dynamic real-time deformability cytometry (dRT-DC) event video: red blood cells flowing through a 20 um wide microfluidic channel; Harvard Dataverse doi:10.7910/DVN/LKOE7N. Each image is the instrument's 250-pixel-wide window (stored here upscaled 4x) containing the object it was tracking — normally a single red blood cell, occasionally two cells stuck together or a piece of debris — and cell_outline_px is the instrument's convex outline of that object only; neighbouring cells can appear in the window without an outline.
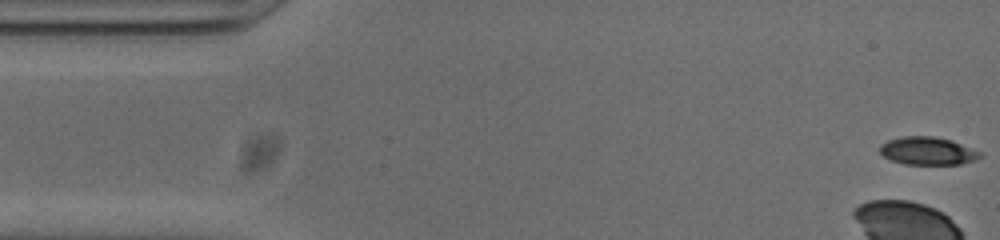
{"species": "common noctule bat (a hibernating species)", "species_latin": "Nyctalus noctula", "temperature_condition": "cold", "stored_images_in_passage": 10, "camera_frame_rate_fps": 3000, "um_per_image_px": 0.085, "animal": {"sex": "male", "body_mass_g": 20.0, "forearm_length_mm": 53.3}, "frame": {"image": 1, "passage_image": 1, "time_ms": 0.0, "image_size_px": [1000, 240], "cell_outline_px": [[984, 156], [976, 160], [960, 164], [904, 164], [892, 160], [884, 156], [880, 152], [880, 144], [888, 140], [904, 136], [936, 136], [952, 140], [980, 152]], "centroid_in_image_um": [78.87, 12.82], "position_along_channel_um": 6.1, "area_um2": 16.3}}